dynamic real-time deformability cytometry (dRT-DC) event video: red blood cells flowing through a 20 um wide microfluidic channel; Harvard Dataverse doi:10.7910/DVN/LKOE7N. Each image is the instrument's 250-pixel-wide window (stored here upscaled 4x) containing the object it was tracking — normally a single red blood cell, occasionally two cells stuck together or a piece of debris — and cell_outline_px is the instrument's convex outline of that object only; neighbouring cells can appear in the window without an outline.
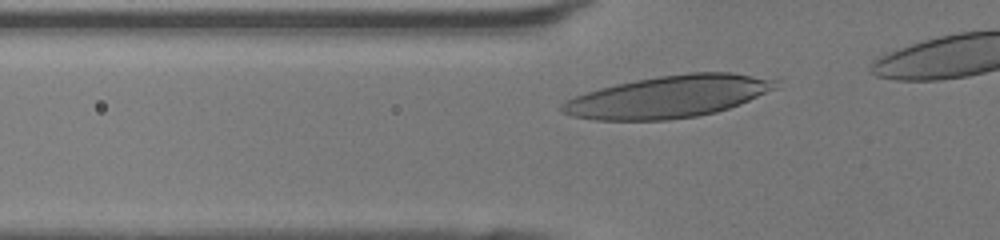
{"species": "human", "species_latin": "Homo sapiens", "temperature_condition": "room temperature", "stored_images_in_passage": 9, "camera_frame_rate_fps": 3000, "um_per_image_px": 0.085, "donor": {"sex": "female"}, "frame": {"image": 1, "passage_image": 3, "time_ms": 0.667, "image_size_px": [1000, 240], "cell_outline_px": [[780, 88], [740, 104], [716, 112], [696, 116], [668, 120], [596, 120], [572, 116], [560, 112], [560, 104], [564, 100], [600, 88], [616, 84], [636, 80], [660, 76], [688, 72], [732, 72], [780, 80]], "centroid_in_image_um": [56.87, 8.21], "position_along_channel_um": 68.9, "area_um2": 52.66}}
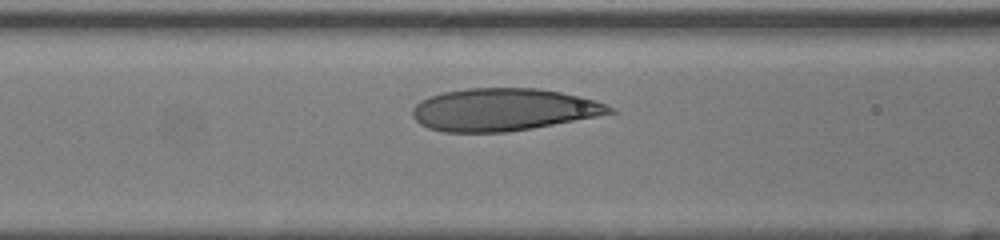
{"frame": {"image": 2, "passage_image": 7, "time_ms": 2.0, "image_size_px": [1000, 240], "cell_outline_px": [[616, 112], [596, 116], [532, 128], [504, 132], [444, 132], [428, 128], [420, 124], [412, 116], [412, 108], [420, 100], [444, 92], [468, 88], [536, 88], [560, 92], [580, 96], [616, 108]], "centroid_in_image_um": [42.75, 9.32], "position_along_channel_um": 123.8, "area_um2": 48.44}}